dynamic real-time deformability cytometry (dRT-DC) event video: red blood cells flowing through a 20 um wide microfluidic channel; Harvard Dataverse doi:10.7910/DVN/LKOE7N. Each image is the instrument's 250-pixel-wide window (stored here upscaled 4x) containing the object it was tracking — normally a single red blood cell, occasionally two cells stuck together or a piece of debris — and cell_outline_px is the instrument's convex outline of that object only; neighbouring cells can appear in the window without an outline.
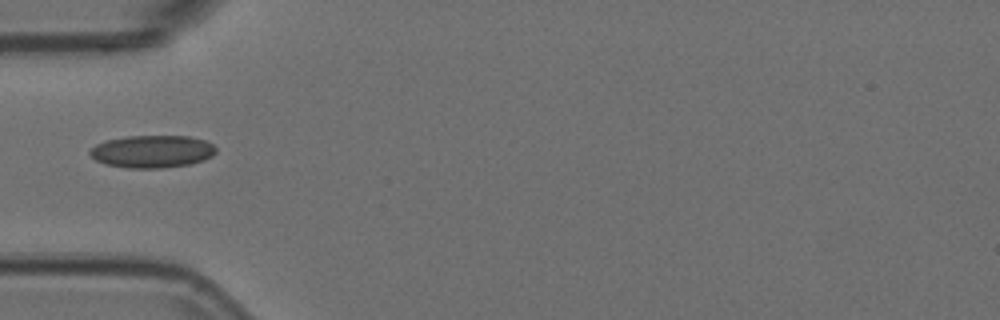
{"species": "Egyptian fruit bat (a non-hibernating species)", "species_latin": "Rousettus aegyptiacus", "temperature_condition": "room temperature", "stored_images_in_passage": 4, "camera_frame_rate_fps": 3000, "um_per_image_px": 0.085, "animal": {"sex": "female"}, "frame": {"image": 1, "passage_image": 4, "time_ms": 1.0, "image_size_px": [1000, 320], "cell_outline_px": [[216, 152], [212, 156], [204, 160], [188, 164], [160, 168], [128, 168], [104, 164], [96, 160], [88, 152], [96, 144], [104, 140], [128, 136], [188, 136], [204, 140], [212, 144], [216, 148]], "centroid_in_image_um": [12.92, 12.87], "position_along_channel_um": 72.1, "area_um2": 23.87}}